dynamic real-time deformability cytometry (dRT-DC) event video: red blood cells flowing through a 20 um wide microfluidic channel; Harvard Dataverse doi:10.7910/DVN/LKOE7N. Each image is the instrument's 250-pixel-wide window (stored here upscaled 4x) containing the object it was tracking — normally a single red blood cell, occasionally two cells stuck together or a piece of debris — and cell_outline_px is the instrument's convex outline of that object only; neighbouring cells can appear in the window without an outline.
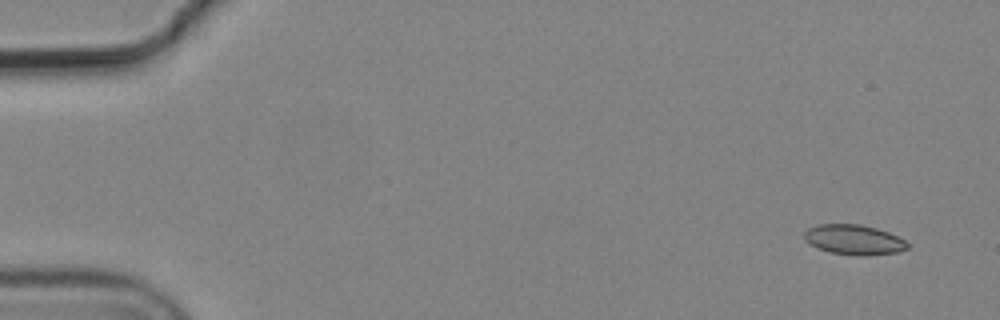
{"species": "common noctule bat (a hibernating species)", "species_latin": "Nyctalus noctula", "temperature_condition": "cold", "stored_images_in_passage": 5, "camera_frame_rate_fps": 3000, "um_per_image_px": 0.085, "animal": {"sex": "male", "body_mass_g": 19.2, "forearm_length_mm": 51.8}, "frame": {"image": 1, "passage_image": 1, "time_ms": 0.0, "image_size_px": [1000, 320], "cell_outline_px": [[912, 244], [908, 248], [900, 252], [868, 256], [856, 256], [832, 252], [816, 248], [808, 244], [804, 240], [804, 232], [808, 228], [816, 224], [860, 224], [876, 228], [888, 232]], "centroid_in_image_um": [72.58, 20.38], "position_along_channel_um": 12.4, "area_um2": 18.38}}
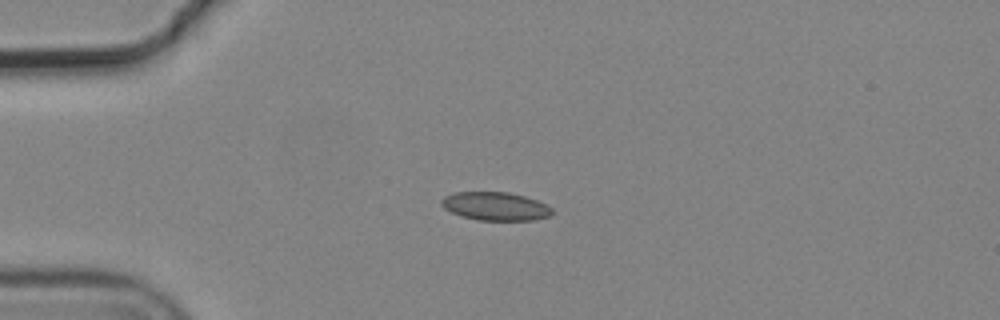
{"frame": {"image": 2, "passage_image": 4, "time_ms": 1.0, "image_size_px": [1000, 320], "cell_outline_px": [[552, 212], [548, 216], [536, 220], [476, 220], [460, 216], [444, 208], [440, 204], [440, 200], [444, 196], [456, 192], [508, 192], [524, 196], [536, 200], [552, 208]], "centroid_in_image_um": [42.07, 17.53], "position_along_channel_um": 42.9, "area_um2": 18.26}}